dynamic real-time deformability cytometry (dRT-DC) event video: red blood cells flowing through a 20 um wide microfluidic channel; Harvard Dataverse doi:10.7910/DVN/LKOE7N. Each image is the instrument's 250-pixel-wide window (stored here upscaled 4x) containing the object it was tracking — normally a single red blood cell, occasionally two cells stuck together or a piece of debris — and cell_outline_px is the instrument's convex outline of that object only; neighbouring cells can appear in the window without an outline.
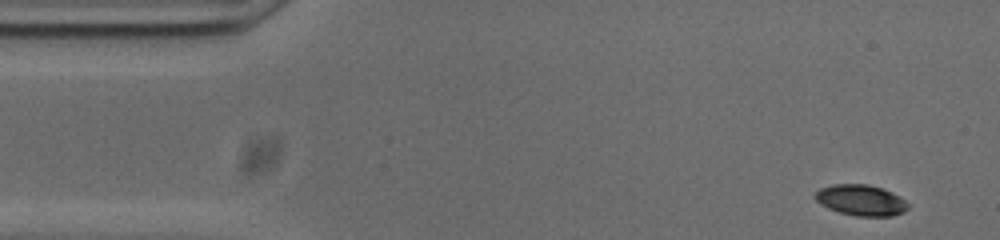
{"species": "common noctule bat (a hibernating species)", "species_latin": "Nyctalus noctula", "temperature_condition": "cold", "stored_images_in_passage": 51, "camera_frame_rate_fps": 3000, "um_per_image_px": 0.085, "animal": {"sex": "male", "body_mass_g": 20.0, "forearm_length_mm": 53.3}, "frame": {"image": 1, "passage_image": 1, "time_ms": 0.0, "image_size_px": [1000, 240], "cell_outline_px": [[908, 208], [904, 212], [892, 216], [856, 216], [840, 212], [828, 208], [820, 204], [812, 196], [820, 188], [832, 184], [868, 184], [892, 192], [900, 196], [908, 204]], "centroid_in_image_um": [73.16, 17.01], "position_along_channel_um": 11.8, "area_um2": 16.76}}
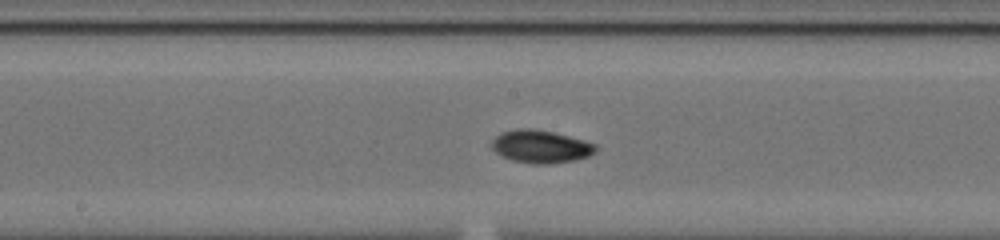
{"frame": {"image": 2, "passage_image": 24, "time_ms": 7.667, "image_size_px": [1000, 240], "cell_outline_px": [[600, 148], [596, 152], [588, 156], [572, 160], [548, 164], [532, 164], [512, 160], [500, 156], [492, 148], [492, 140], [500, 132], [520, 128], [532, 128], [552, 132], [584, 140], [596, 144]], "centroid_in_image_um": [45.96, 12.45], "position_along_channel_um": 202.2, "area_um2": 19.94}}
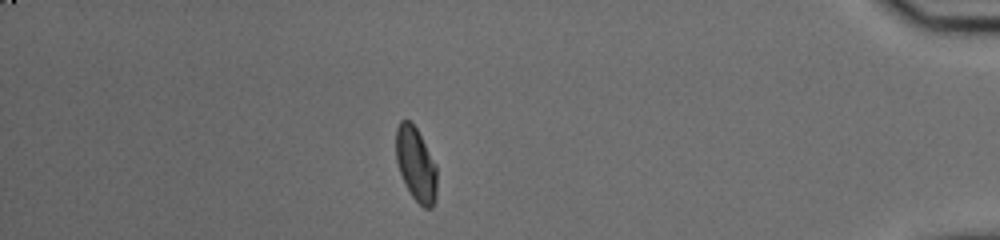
{"frame": {"image": 3, "passage_image": 44, "time_ms": 14.333, "image_size_px": [1000, 240], "cell_outline_px": [[436, 200], [432, 208], [424, 208], [412, 196], [400, 172], [396, 160], [396, 128], [400, 120], [408, 120], [416, 128], [436, 164]], "centroid_in_image_um": [35.36, 13.97], "position_along_channel_um": 399.8, "area_um2": 17.4}, "authors_computed_cell_mechanics": {"area_um2": 17.6868, "velocity_mm_per_s": 3.7405, "shape_relaxation_time_tau1_ms": 3.9104, "shape_relaxation_time_tau2_ms": 4.5432, "deformation_change_tau1": 0.1174, "deformation_change_tau2": 0.0726}}